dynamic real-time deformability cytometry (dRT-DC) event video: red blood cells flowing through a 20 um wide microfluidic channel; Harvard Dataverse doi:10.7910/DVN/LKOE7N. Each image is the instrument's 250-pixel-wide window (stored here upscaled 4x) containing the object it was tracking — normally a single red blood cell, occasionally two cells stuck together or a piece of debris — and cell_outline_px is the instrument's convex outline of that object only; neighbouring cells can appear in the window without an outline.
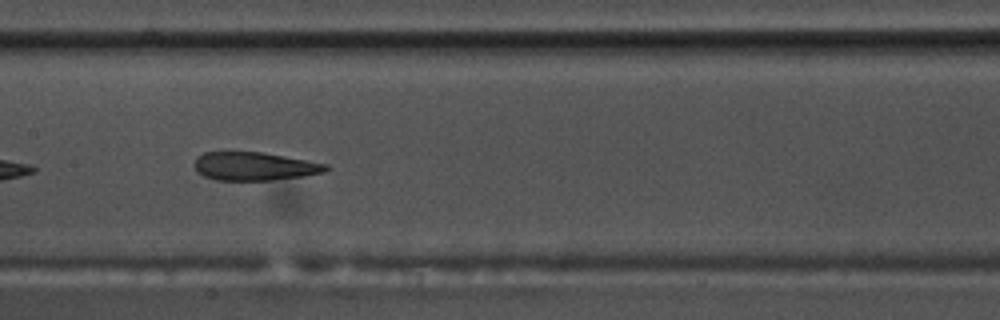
{"species": "common noctule bat (a hibernating species)", "species_latin": "Nyctalus noctula", "temperature_condition": "warm", "stored_images_in_passage": 37, "camera_frame_rate_fps": 3000, "um_per_image_px": 0.085, "animal": {"sex": "male", "body_mass_g": 17.5, "forearm_length_mm": 52.3}, "frame": {"image": 1, "passage_image": 27, "time_ms": 8.667, "image_size_px": [1000, 320], "cell_outline_px": [[328, 168], [324, 172], [300, 176], [272, 180], [216, 180], [204, 176], [196, 172], [196, 156], [204, 152], [264, 152], [328, 164]], "centroid_in_image_um": [21.6, 14.13], "position_along_channel_um": 185.8, "area_um2": 21.56}}